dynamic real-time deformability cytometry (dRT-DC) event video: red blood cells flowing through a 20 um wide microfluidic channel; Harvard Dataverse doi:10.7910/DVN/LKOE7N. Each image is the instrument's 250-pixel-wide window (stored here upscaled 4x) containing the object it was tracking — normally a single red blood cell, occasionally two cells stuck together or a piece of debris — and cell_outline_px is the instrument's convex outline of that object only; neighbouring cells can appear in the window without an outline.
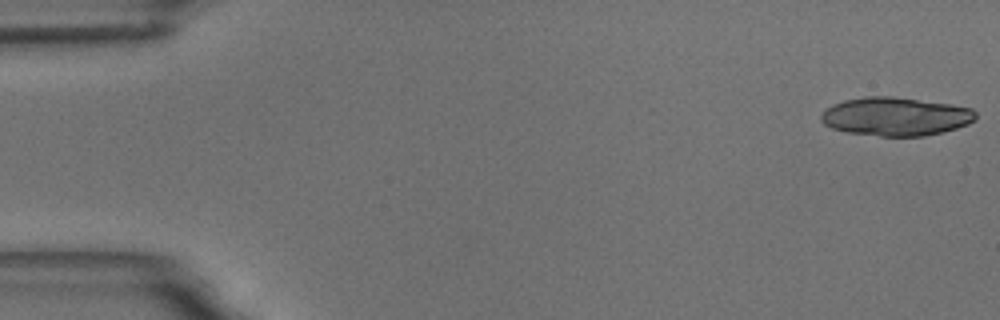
{"species": "common noctule bat (a hibernating species)", "species_latin": "Nyctalus noctula", "temperature_condition": "room temperature", "stored_images_in_passage": 58, "camera_frame_rate_fps": 3000, "um_per_image_px": 0.085, "animal": {"sex": "male", "body_mass_g": 18.8}, "frame": {"image": 1, "passage_image": 1, "time_ms": 0.0, "image_size_px": [1000, 320], "cell_outline_px": [[976, 120], [968, 124], [944, 132], [924, 136], [880, 136], [848, 132], [832, 128], [824, 124], [820, 120], [820, 116], [832, 104], [844, 100], [864, 96], [892, 96], [952, 104], [972, 108], [976, 112]], "centroid_in_image_um": [76.15, 9.9], "position_along_channel_um": 8.8, "area_um2": 34.85}}
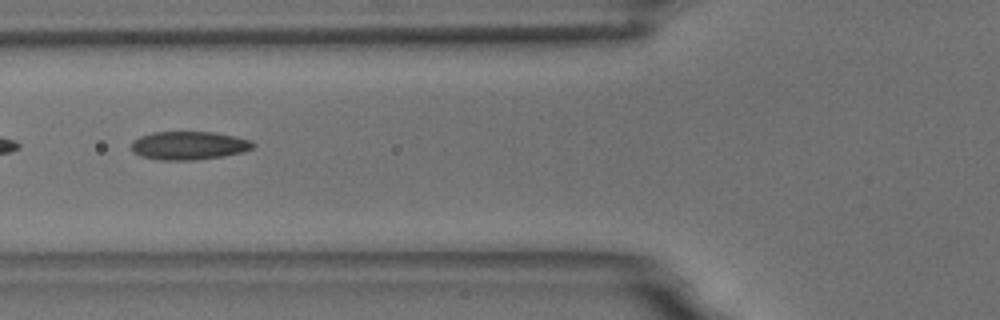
{"frame": {"image": 2, "passage_image": 22, "time_ms": 7.0, "image_size_px": [1000, 320], "cell_outline_px": [[256, 144], [252, 148], [244, 152], [224, 156], [196, 160], [160, 160], [140, 156], [132, 152], [132, 140], [140, 136], [152, 132], [216, 132], [236, 136], [252, 140]], "centroid_in_image_um": [16.07, 12.37], "position_along_channel_um": 109.7, "area_um2": 20.4}}
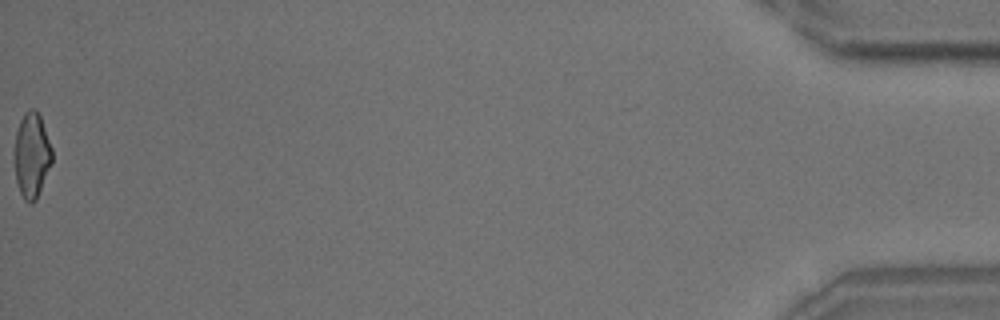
{"frame": {"image": 3, "passage_image": 58, "time_ms": 19.0, "image_size_px": [1000, 320], "cell_outline_px": [[52, 164], [36, 200], [32, 204], [28, 204], [24, 200], [20, 192], [16, 180], [16, 132], [20, 120], [24, 112], [28, 108], [36, 108], [40, 116], [52, 148]], "centroid_in_image_um": [2.73, 13.2], "position_along_channel_um": 432.5, "area_um2": 18.55}, "authors_computed_cell_mechanics": {"area_um2": 19.941, "velocity_mm_per_s": 3.5267, "shape_relaxation_time_tau1_ms": 10.0074, "shape_relaxation_time_tau2_ms": 2.1163, "deformation_change_tau1": 0.1976, "deformation_change_tau2": 0.102}}